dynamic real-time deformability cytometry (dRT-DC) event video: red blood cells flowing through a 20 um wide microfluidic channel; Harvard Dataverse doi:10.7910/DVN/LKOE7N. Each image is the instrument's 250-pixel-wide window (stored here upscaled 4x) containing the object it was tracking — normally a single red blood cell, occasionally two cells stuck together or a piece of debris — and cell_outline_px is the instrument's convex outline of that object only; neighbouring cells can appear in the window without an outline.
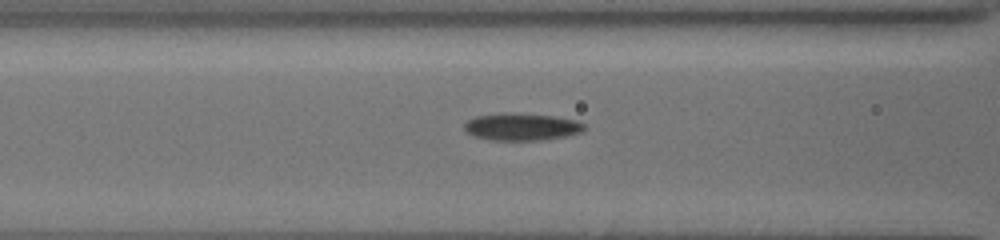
{"species": "common noctule bat (a hibernating species)", "species_latin": "Nyctalus noctula", "temperature_condition": "cold", "stored_images_in_passage": 13, "camera_frame_rate_fps": 3000, "um_per_image_px": 0.085, "animal": {"sex": "female", "body_mass_g": 19.5, "forearm_length_mm": 54.1}, "frame": {"image": 1, "passage_image": 8, "time_ms": 3.0, "image_size_px": [1000, 240], "cell_outline_px": [[584, 128], [580, 132], [548, 140], [488, 140], [472, 136], [464, 132], [464, 124], [468, 120], [476, 116], [504, 112], [552, 116], [576, 120], [584, 124]], "centroid_in_image_um": [44.27, 10.79], "position_along_channel_um": 122.3, "area_um2": 19.13}}
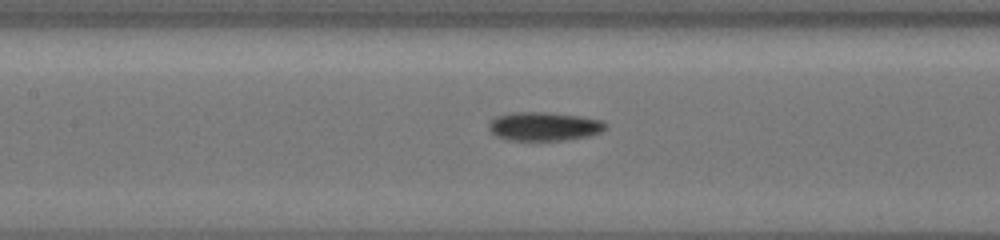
{"frame": {"image": 2, "passage_image": 11, "time_ms": 4.0, "image_size_px": [1000, 240], "cell_outline_px": [[608, 124], [600, 132], [588, 136], [568, 140], [508, 140], [496, 136], [488, 128], [488, 124], [496, 116], [512, 112], [544, 112], [580, 116], [600, 120]], "centroid_in_image_um": [46.22, 10.74], "position_along_channel_um": 161.2, "area_um2": 19.48}}